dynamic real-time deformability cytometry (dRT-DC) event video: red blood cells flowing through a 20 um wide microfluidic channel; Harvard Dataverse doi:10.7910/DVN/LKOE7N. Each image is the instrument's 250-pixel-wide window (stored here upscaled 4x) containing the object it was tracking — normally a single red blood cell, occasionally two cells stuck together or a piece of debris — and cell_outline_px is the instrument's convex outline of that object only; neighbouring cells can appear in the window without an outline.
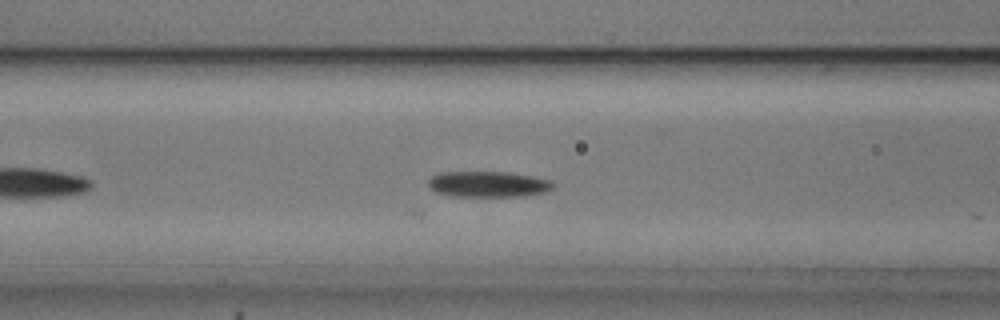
{"species": "common noctule bat (a hibernating species)", "species_latin": "Nyctalus noctula", "temperature_condition": "cold", "stored_images_in_passage": 19, "camera_frame_rate_fps": 3000, "um_per_image_px": 0.085, "animal": {"sex": "male", "body_mass_g": 20.5, "forearm_length_mm": 52.5}, "frame": {"image": 1, "passage_image": 6, "time_ms": 1.667, "image_size_px": [1000, 320], "cell_outline_px": [[556, 184], [548, 192], [524, 196], [452, 196], [436, 192], [428, 188], [428, 180], [432, 176], [440, 172], [508, 172], [532, 176], [552, 180]], "centroid_in_image_um": [41.52, 15.66], "position_along_channel_um": 125.1, "area_um2": 19.02}}
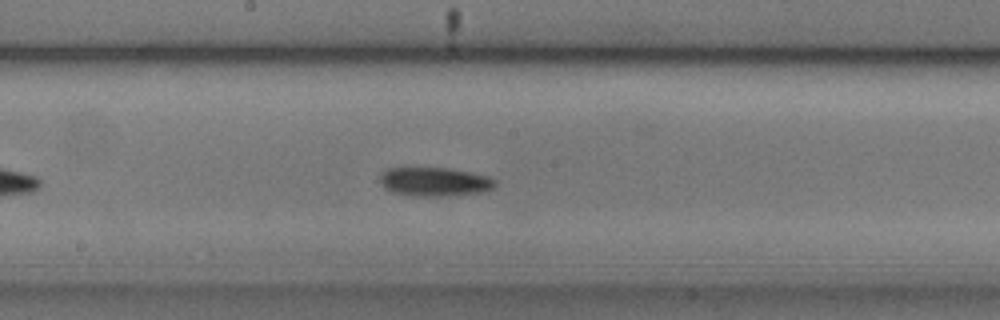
{"frame": {"image": 2, "passage_image": 13, "time_ms": 4.0, "image_size_px": [1000, 320], "cell_outline_px": [[496, 184], [492, 188], [484, 192], [448, 196], [416, 196], [392, 192], [384, 188], [380, 180], [380, 172], [384, 168], [448, 168], [488, 176], [496, 180]], "centroid_in_image_um": [36.92, 15.45], "position_along_channel_um": 211.3, "area_um2": 19.48}}
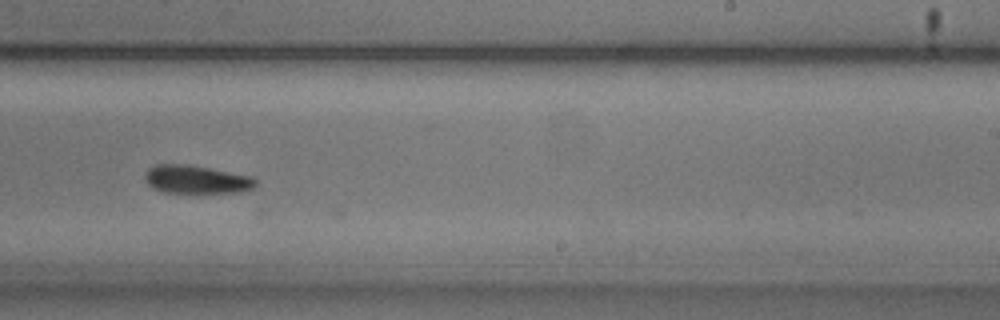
{"frame": {"image": 3, "passage_image": 18, "time_ms": 5.667, "image_size_px": [1000, 320], "cell_outline_px": [[256, 184], [252, 188], [240, 192], [164, 192], [152, 188], [148, 184], [144, 176], [148, 168], [156, 164], [188, 164], [252, 176], [256, 180]], "centroid_in_image_um": [16.67, 15.24], "position_along_channel_um": 272.3, "area_um2": 18.09}}